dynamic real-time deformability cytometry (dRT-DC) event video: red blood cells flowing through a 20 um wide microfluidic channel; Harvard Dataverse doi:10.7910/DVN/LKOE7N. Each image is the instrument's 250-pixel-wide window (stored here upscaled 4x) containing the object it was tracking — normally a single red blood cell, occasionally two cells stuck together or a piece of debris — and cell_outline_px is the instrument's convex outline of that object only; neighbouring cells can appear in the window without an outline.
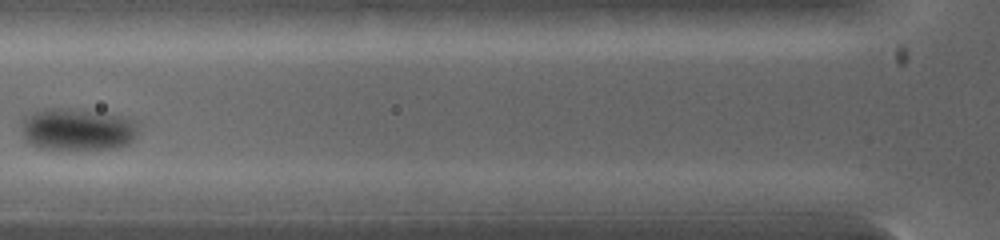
{"species": "common noctule bat (a hibernating species)", "species_latin": "Nyctalus noctula", "temperature_condition": "warm", "stored_images_in_passage": 10, "camera_frame_rate_fps": 5000, "um_per_image_px": 0.085, "animal": {"sex": "female", "body_mass_g": 19.0, "forearm_length_mm": 53.3}, "frame": {"image": 1, "passage_image": 5, "time_ms": 1.6, "image_size_px": [1000, 240], "cell_outline_px": [[136, 136], [128, 144], [108, 148], [48, 148], [32, 144], [24, 136], [20, 124], [24, 116], [32, 112], [44, 108], [72, 108], [120, 116], [128, 120], [136, 128]], "centroid_in_image_um": [6.49, 10.96], "position_along_channel_um": 119.3, "area_um2": 27.8}}
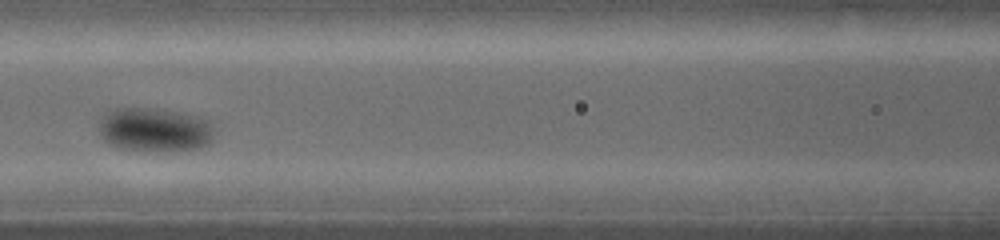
{"frame": {"image": 2, "passage_image": 7, "time_ms": 2.2, "image_size_px": [1000, 240], "cell_outline_px": [[212, 140], [208, 144], [200, 148], [120, 148], [104, 140], [100, 132], [100, 124], [104, 116], [108, 112], [116, 108], [156, 108], [180, 112], [196, 116], [208, 120], [212, 128]], "centroid_in_image_um": [13.15, 10.97], "position_along_channel_um": 153.4, "area_um2": 28.26}}
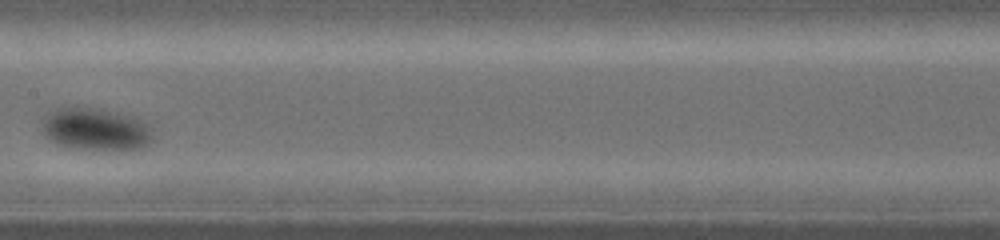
{"frame": {"image": 3, "passage_image": 9, "time_ms": 3.0, "image_size_px": [1000, 240], "cell_outline_px": [[152, 140], [148, 144], [140, 148], [124, 152], [120, 152], [68, 148], [44, 136], [44, 120], [48, 112], [56, 108], [96, 108], [116, 112], [132, 116], [148, 124], [152, 128]], "centroid_in_image_um": [8.19, 11.03], "position_along_channel_um": 199.2, "area_um2": 27.74}}